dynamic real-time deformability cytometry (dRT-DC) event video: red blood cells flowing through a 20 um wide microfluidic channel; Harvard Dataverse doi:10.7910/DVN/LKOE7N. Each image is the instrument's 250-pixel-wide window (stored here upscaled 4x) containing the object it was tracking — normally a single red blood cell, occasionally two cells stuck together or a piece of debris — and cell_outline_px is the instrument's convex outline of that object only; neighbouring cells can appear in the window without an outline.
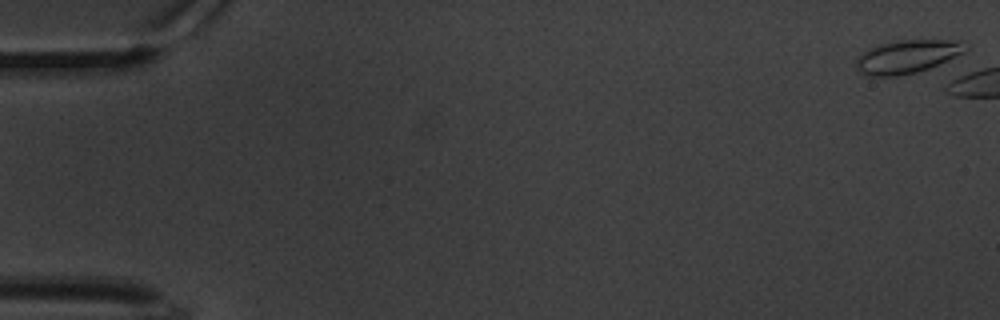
{"species": "common noctule bat (a hibernating species)", "species_latin": "Nyctalus noctula", "temperature_condition": "warm", "stored_images_in_passage": 6, "camera_frame_rate_fps": 3000, "um_per_image_px": 0.085, "animal": {"sex": "male", "body_mass_g": 20.1, "forearm_length_mm": 53.5}, "frame": {"image": 1, "passage_image": 1, "time_ms": 0.0, "image_size_px": [1000, 320], "cell_outline_px": [[968, 48], [964, 52], [928, 68], [916, 72], [896, 76], [868, 76], [860, 72], [856, 68], [856, 56], [868, 48], [880, 44], [896, 40], [964, 40], [968, 44]], "centroid_in_image_um": [77.09, 4.79], "position_along_channel_um": 7.9, "area_um2": 21.27}}